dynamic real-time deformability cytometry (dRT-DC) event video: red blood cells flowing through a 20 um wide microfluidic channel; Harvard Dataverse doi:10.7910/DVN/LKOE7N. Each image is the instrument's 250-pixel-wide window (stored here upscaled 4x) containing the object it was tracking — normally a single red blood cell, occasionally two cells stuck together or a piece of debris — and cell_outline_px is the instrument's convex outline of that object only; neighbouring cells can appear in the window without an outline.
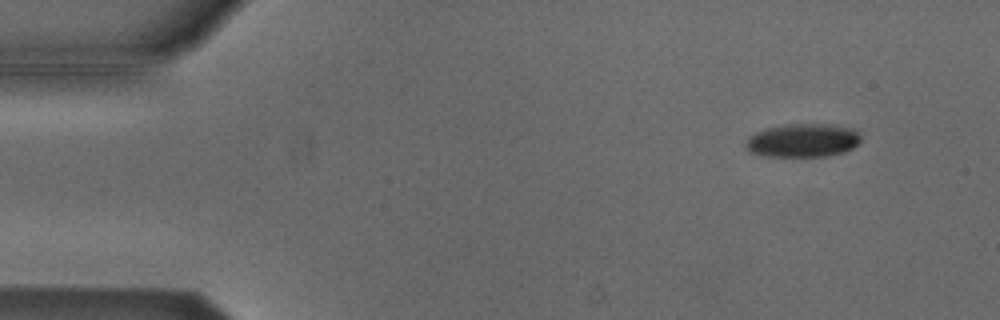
{"species": "Egyptian fruit bat (a non-hibernating species)", "species_latin": "Rousettus aegyptiacus", "temperature_condition": "cold", "stored_images_in_passage": 4, "camera_frame_rate_fps": 3000, "um_per_image_px": 0.085, "animal": {"sex": "male"}, "frame": {"image": 1, "passage_image": 2, "time_ms": 0.333, "image_size_px": [1000, 320], "cell_outline_px": [[860, 144], [844, 152], [828, 156], [764, 156], [748, 152], [744, 144], [748, 136], [764, 128], [784, 124], [836, 124], [856, 128], [860, 132]], "centroid_in_image_um": [68.26, 11.92], "position_along_channel_um": 16.7, "area_um2": 23.06}}